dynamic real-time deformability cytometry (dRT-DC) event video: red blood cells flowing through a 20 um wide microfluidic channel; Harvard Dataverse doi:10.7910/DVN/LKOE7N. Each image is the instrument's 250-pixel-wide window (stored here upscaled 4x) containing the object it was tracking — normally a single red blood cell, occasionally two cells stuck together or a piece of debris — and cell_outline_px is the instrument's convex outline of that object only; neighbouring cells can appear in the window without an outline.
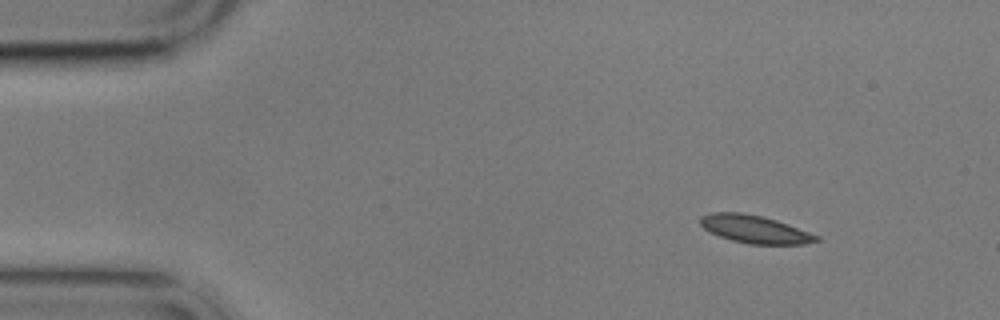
{"species": "common noctule bat (a hibernating species)", "species_latin": "Nyctalus noctula", "temperature_condition": "cold", "stored_images_in_passage": 5, "camera_frame_rate_fps": 3000, "um_per_image_px": 0.085, "animal": {"sex": "male", "body_mass_g": 17.9}, "frame": {"image": 1, "passage_image": 1, "time_ms": 0.0, "image_size_px": [1000, 320], "cell_outline_px": [[820, 240], [804, 244], [748, 244], [732, 240], [708, 232], [700, 224], [700, 216], [712, 212], [740, 212], [760, 216], [776, 220], [788, 224], [820, 236]], "centroid_in_image_um": [64.14, 19.48], "position_along_channel_um": 20.9, "area_um2": 18.79}}
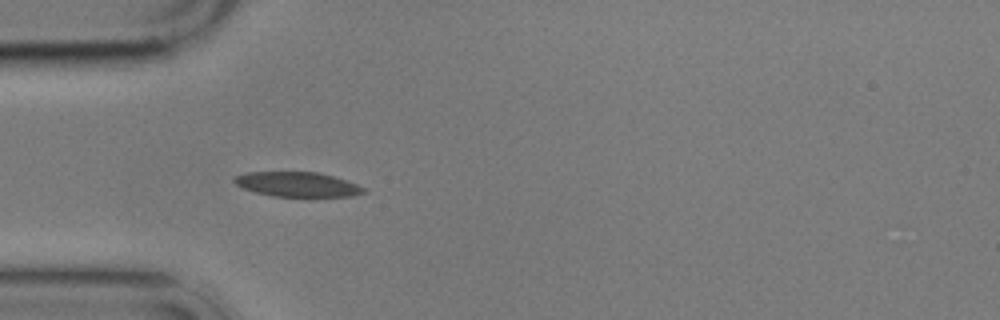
{"frame": {"image": 2, "passage_image": 4, "time_ms": 3.333, "image_size_px": [1000, 320], "cell_outline_px": [[368, 192], [352, 196], [272, 196], [256, 192], [244, 188], [236, 184], [232, 180], [236, 176], [248, 172], [320, 172], [356, 184], [364, 188]], "centroid_in_image_um": [25.28, 15.67], "position_along_channel_um": 59.7, "area_um2": 18.38}}
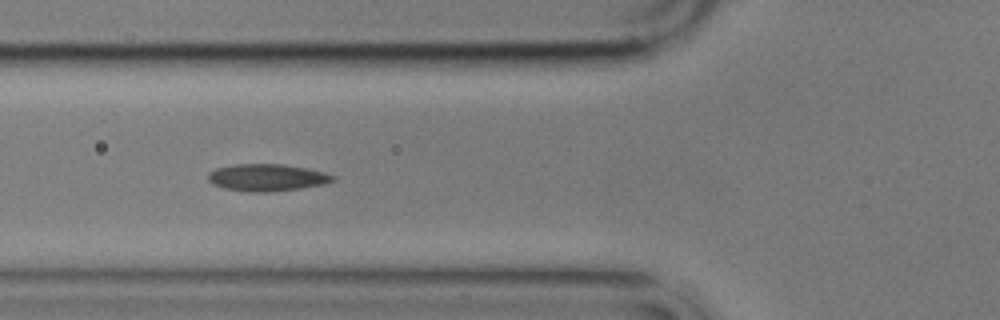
{"frame": {"image": 3, "passage_image": 5, "time_ms": 4.667, "image_size_px": [1000, 320], "cell_outline_px": [[336, 180], [324, 184], [300, 188], [272, 192], [248, 192], [224, 188], [212, 184], [208, 180], [208, 172], [216, 168], [236, 164], [284, 164], [324, 172], [336, 176]], "centroid_in_image_um": [22.69, 15.09], "position_along_channel_um": 103.1, "area_um2": 19.77}}